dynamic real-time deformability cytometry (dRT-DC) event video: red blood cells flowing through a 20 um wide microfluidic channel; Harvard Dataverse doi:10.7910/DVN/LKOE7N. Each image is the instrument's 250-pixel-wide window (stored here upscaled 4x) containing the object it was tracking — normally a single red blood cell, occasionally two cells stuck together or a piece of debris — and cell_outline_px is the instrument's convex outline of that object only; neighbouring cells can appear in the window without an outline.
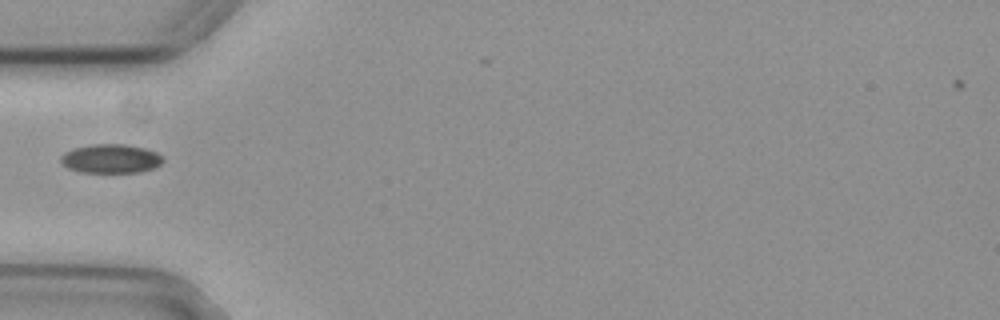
{"species": "common noctule bat (a hibernating species)", "species_latin": "Nyctalus noctula", "temperature_condition": "cold", "stored_images_in_passage": 15, "camera_frame_rate_fps": 3000, "um_per_image_px": 0.085, "animal": {"sex": "female", "body_mass_g": 29.2, "forearm_length_mm": 56.3}, "frame": {"image": 1, "passage_image": 1, "time_ms": 0.0, "image_size_px": [1000, 320], "cell_outline_px": [[164, 160], [160, 164], [152, 168], [140, 172], [80, 172], [68, 168], [60, 160], [60, 156], [64, 152], [72, 148], [92, 144], [124, 144], [144, 148], [156, 152]], "centroid_in_image_um": [9.38, 13.48], "position_along_channel_um": 75.6, "area_um2": 17.17}}